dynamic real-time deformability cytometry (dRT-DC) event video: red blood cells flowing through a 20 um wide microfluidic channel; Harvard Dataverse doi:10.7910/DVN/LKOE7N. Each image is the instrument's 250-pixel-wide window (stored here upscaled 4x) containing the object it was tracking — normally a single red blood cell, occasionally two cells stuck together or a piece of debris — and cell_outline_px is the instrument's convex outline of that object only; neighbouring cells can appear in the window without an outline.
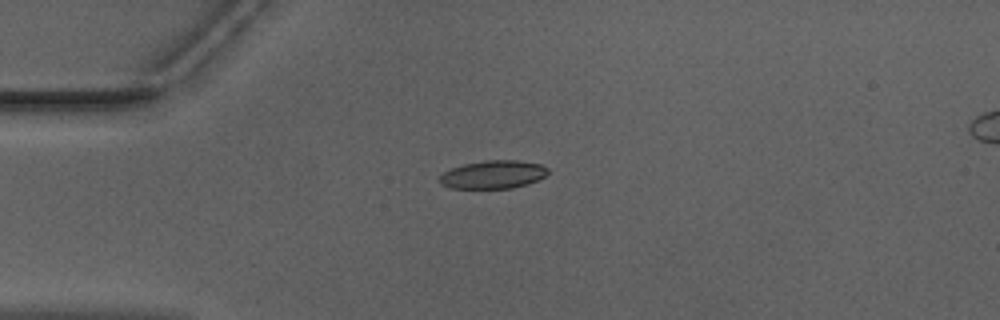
{"species": "Egyptian fruit bat (a non-hibernating species)", "species_latin": "Rousettus aegyptiacus", "temperature_condition": "warm", "stored_images_in_passage": 32, "camera_frame_rate_fps": 3000, "um_per_image_px": 0.085, "animal": {"sex": "male"}, "frame": {"image": 1, "passage_image": 1, "time_ms": 0.0, "image_size_px": [1000, 320], "cell_outline_px": [[548, 172], [544, 176], [528, 184], [512, 188], [448, 188], [440, 184], [440, 176], [444, 172], [452, 168], [464, 164], [488, 160], [516, 160], [540, 164], [548, 168]], "centroid_in_image_um": [41.9, 14.84], "position_along_channel_um": 43.1, "area_um2": 17.63}}
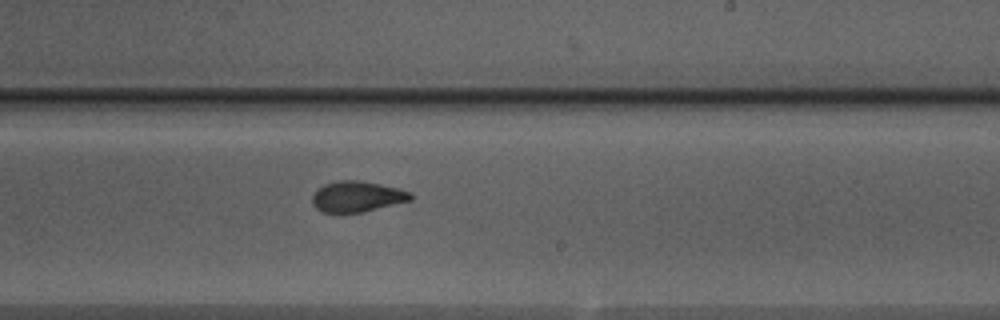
{"frame": {"image": 2, "passage_image": 19, "time_ms": 6.0, "image_size_px": [1000, 320], "cell_outline_px": [[412, 200], [360, 212], [324, 212], [316, 208], [312, 204], [312, 196], [316, 188], [324, 184], [340, 180], [360, 180], [380, 184], [412, 192]], "centroid_in_image_um": [30.32, 16.69], "position_along_channel_um": 258.7, "area_um2": 17.51}}
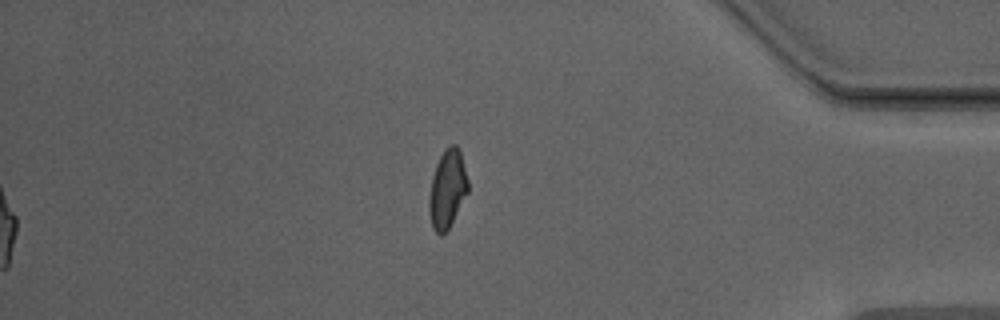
{"frame": {"image": 3, "passage_image": 32, "time_ms": 10.333, "image_size_px": [1000, 320], "cell_outline_px": [[468, 192], [448, 228], [440, 236], [432, 228], [428, 212], [428, 196], [432, 176], [436, 164], [444, 148], [448, 144], [456, 144], [460, 148], [468, 180]], "centroid_in_image_um": [38.01, 16.02], "position_along_channel_um": 397.2, "area_um2": 17.98}, "authors_computed_cell_mechanics": {"area_um2": 17.918, "velocity_mm_per_s": 3.9803, "shape_relaxation_time_tau1_ms": null, "shape_relaxation_time_tau2_ms": 1.5631, "deformation_change_tau1": null, "deformation_change_tau2": 0.0809}}